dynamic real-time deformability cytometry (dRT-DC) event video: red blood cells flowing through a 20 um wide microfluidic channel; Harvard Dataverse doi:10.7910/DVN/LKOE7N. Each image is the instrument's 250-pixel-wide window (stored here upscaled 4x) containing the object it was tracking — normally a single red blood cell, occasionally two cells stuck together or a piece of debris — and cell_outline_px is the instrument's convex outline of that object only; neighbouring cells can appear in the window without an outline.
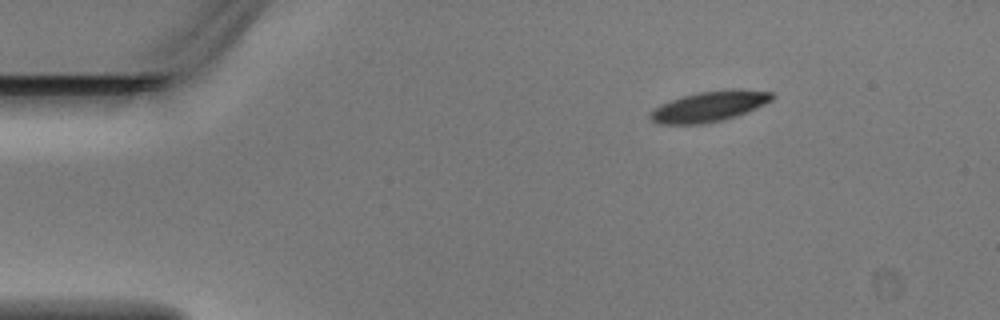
{"species": "Egyptian fruit bat (a non-hibernating species)", "species_latin": "Rousettus aegyptiacus", "temperature_condition": "warm", "stored_images_in_passage": 3, "camera_frame_rate_fps": 3000, "um_per_image_px": 0.085, "animal": {"sex": "male"}, "frame": {"image": 1, "passage_image": 1, "time_ms": 0.0, "image_size_px": [1000, 320], "cell_outline_px": [[776, 96], [772, 100], [756, 108], [736, 116], [704, 124], [656, 124], [648, 116], [648, 112], [652, 108], [668, 100], [680, 96], [696, 92], [732, 88], [740, 88], [772, 92]], "centroid_in_image_um": [60.25, 9.02], "position_along_channel_um": 24.8, "area_um2": 22.14}}
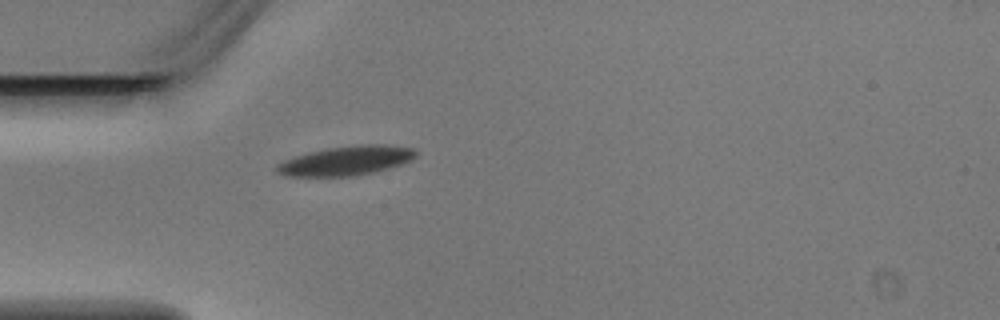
{"frame": {"image": 2, "passage_image": 3, "time_ms": 0.667, "image_size_px": [1000, 320], "cell_outline_px": [[416, 156], [412, 160], [388, 168], [356, 176], [284, 176], [276, 172], [276, 164], [284, 160], [308, 152], [328, 148], [360, 144], [388, 144], [412, 148], [416, 152]], "centroid_in_image_um": [29.41, 13.65], "position_along_channel_um": 55.6, "area_um2": 23.76}}